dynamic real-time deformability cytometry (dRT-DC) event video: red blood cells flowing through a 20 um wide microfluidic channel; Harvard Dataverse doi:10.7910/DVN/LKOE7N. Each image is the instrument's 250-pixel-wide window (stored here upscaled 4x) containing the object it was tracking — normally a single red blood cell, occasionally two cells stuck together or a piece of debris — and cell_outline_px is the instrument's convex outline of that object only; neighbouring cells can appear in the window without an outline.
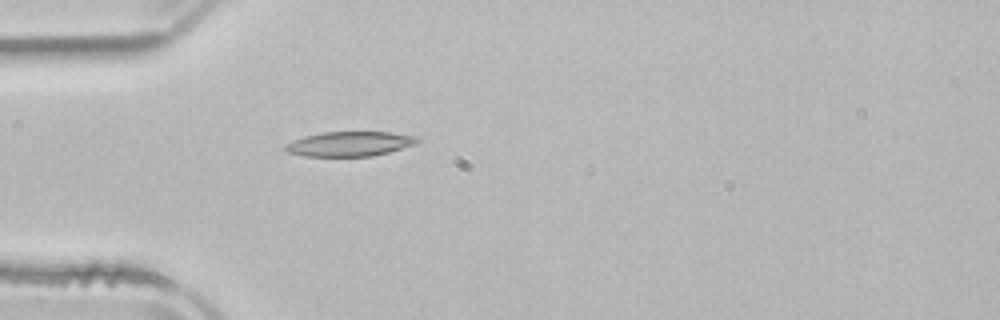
{"species": "common noctule bat (a hibernating species)", "species_latin": "Nyctalus noctula", "temperature_condition": "room temperature", "stored_images_in_passage": 4, "camera_frame_rate_fps": 3000, "um_per_image_px": 0.085, "animal": {"sex": "male", "body_mass_g": 21.5, "forearm_length_mm": 52.0}, "frame": {"image": 1, "passage_image": 4, "time_ms": 4.0, "image_size_px": [1000, 320], "cell_outline_px": [[420, 140], [416, 144], [388, 152], [372, 156], [304, 156], [288, 152], [284, 148], [284, 144], [292, 140], [304, 136], [324, 132], [388, 132], [420, 136]], "centroid_in_image_um": [29.73, 12.22], "position_along_channel_um": 55.3, "area_um2": 19.07}}